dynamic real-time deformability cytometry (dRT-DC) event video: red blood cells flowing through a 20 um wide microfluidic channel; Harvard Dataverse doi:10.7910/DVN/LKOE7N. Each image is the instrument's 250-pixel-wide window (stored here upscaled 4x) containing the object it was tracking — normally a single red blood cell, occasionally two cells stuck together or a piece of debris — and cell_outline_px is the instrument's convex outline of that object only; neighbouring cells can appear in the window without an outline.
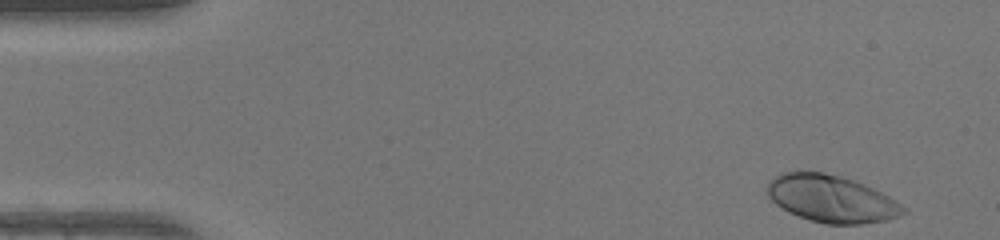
{"species": "human", "species_latin": "Homo sapiens", "temperature_condition": "warm", "stored_images_in_passage": 46, "camera_frame_rate_fps": 3000, "um_per_image_px": 0.085, "donor": {"sex": "female"}, "frame": {"image": 1, "passage_image": 1, "time_ms": 0.0, "image_size_px": [1000, 240], "cell_outline_px": [[908, 212], [900, 216], [888, 220], [860, 224], [824, 224], [788, 212], [776, 204], [768, 196], [768, 184], [776, 176], [784, 172], [796, 168], [824, 172], [840, 176], [864, 184], [888, 196], [908, 208]], "centroid_in_image_um": [70.68, 16.87], "position_along_channel_um": 14.3, "area_um2": 37.69}}
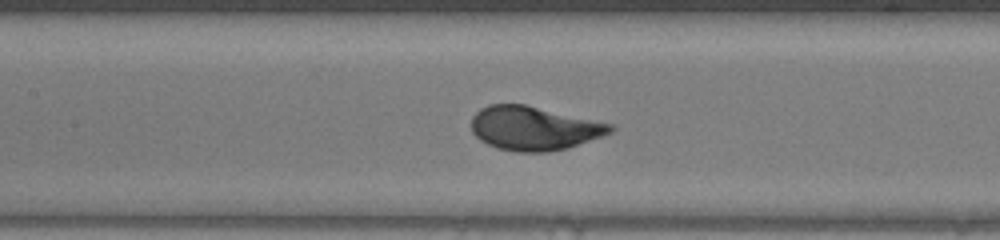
{"frame": {"image": 2, "passage_image": 20, "time_ms": 6.333, "image_size_px": [1000, 240], "cell_outline_px": [[616, 128], [612, 132], [604, 136], [568, 148], [548, 152], [516, 152], [496, 148], [480, 140], [472, 132], [472, 116], [480, 108], [488, 104], [524, 104], [616, 124]], "centroid_in_image_um": [45.43, 10.9], "position_along_channel_um": 162.0, "area_um2": 36.01}}
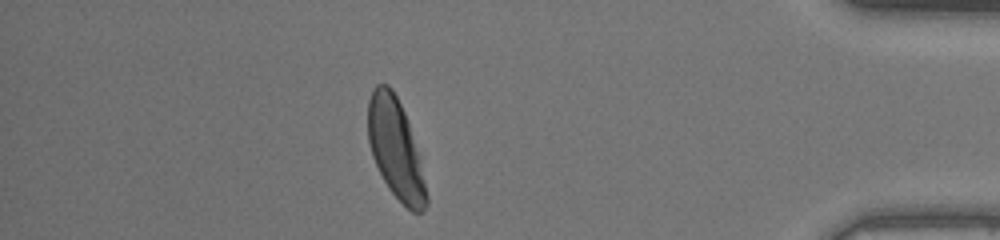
{"frame": {"image": 3, "passage_image": 40, "time_ms": 13.0, "image_size_px": [1000, 240], "cell_outline_px": [[428, 204], [424, 212], [412, 212], [388, 188], [372, 156], [368, 140], [368, 100], [376, 84], [388, 84], [392, 88], [404, 112], [408, 124], [416, 152], [428, 196]], "centroid_in_image_um": [33.59, 12.65], "position_along_channel_um": 401.6, "area_um2": 33.0}, "authors_computed_cell_mechanics": {"area_um2": 35.2002, "velocity_mm_per_s": 4.2574, "shape_relaxation_time_tau1_ms": 2.1065, "shape_relaxation_time_tau2_ms": null, "deformation_change_tau1": 0.1907, "deformation_change_tau2": null}}